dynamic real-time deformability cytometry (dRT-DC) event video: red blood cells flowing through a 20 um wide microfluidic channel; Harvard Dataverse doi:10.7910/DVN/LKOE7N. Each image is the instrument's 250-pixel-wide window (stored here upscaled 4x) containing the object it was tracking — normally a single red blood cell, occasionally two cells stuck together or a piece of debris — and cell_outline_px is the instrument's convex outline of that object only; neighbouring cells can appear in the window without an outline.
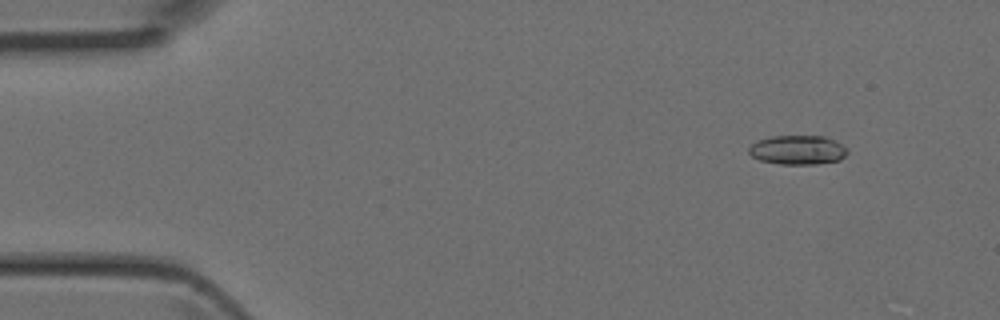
{"species": "Egyptian fruit bat (a non-hibernating species)", "species_latin": "Rousettus aegyptiacus", "temperature_condition": "room temperature", "stored_images_in_passage": 3, "segment_of_instrument_passage": [2, 2], "camera_frame_rate_fps": 3000, "um_per_image_px": 0.085, "animal": {"sex": "female"}, "frame": {"image": 1, "passage_image": 3, "time_ms": 0.667, "image_size_px": [1000, 320], "cell_outline_px": [[848, 152], [840, 160], [816, 164], [780, 164], [760, 160], [752, 156], [748, 152], [748, 148], [756, 140], [772, 136], [824, 136], [836, 140], [848, 148]], "centroid_in_image_um": [67.82, 12.74], "position_along_channel_um": 17.2, "area_um2": 16.94}}